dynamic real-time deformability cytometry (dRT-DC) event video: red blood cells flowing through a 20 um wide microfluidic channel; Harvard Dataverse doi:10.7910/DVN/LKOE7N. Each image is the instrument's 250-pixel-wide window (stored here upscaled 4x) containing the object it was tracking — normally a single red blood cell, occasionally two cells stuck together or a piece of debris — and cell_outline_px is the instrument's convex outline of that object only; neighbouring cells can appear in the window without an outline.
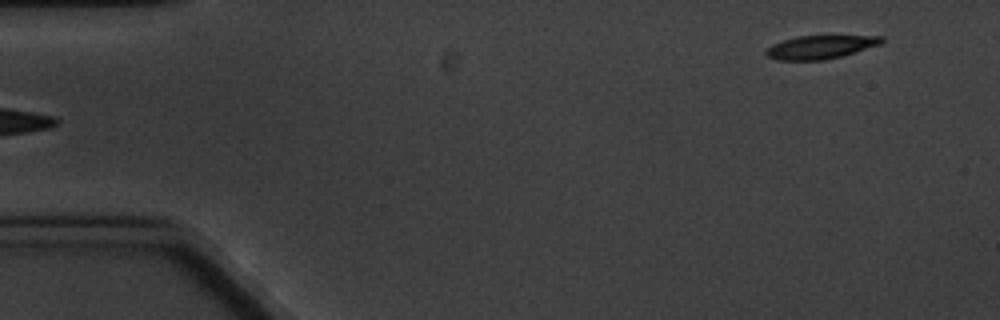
{"species": "common noctule bat (a hibernating species)", "species_latin": "Nyctalus noctula", "temperature_condition": "cold", "stored_images_in_passage": 5, "segment_of_instrument_passage": [2, 2], "camera_frame_rate_fps": 3000, "um_per_image_px": 0.085, "animal": {"sex": "male", "body_mass_g": 20.1, "forearm_length_mm": 53.5}, "frame": {"image": 1, "passage_image": 5, "time_ms": 4.667, "image_size_px": [1000, 320], "cell_outline_px": [[884, 40], [880, 44], [844, 56], [824, 60], [776, 60], [768, 56], [764, 52], [772, 44], [796, 36], [884, 36]], "centroid_in_image_um": [69.74, 4.01], "position_along_channel_um": 15.3, "area_um2": 15.72}}